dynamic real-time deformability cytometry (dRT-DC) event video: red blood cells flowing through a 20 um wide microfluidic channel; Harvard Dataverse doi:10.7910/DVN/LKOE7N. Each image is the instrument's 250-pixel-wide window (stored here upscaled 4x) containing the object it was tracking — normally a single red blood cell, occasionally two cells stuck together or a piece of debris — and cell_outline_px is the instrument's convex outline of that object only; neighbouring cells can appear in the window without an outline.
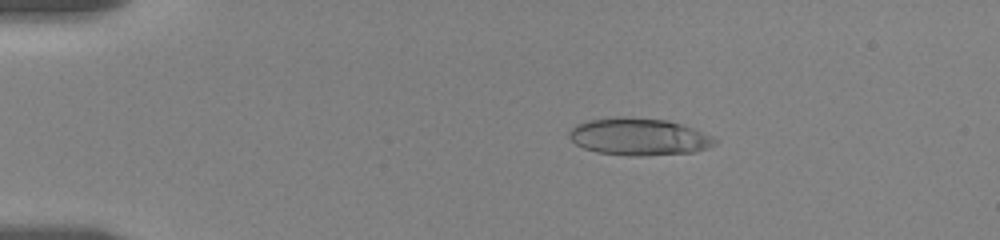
{"species": "human", "species_latin": "Homo sapiens", "temperature_condition": "room temperature", "stored_images_in_passage": 57, "camera_frame_rate_fps": 3000, "um_per_image_px": 0.085, "donor": {"sex": "female"}, "frame": {"image": 1, "passage_image": 11, "time_ms": 3.333, "image_size_px": [1000, 240], "cell_outline_px": [[716, 144], [708, 148], [692, 152], [640, 156], [596, 152], [584, 148], [576, 144], [568, 136], [568, 132], [576, 124], [588, 120], [616, 116], [632, 116], [668, 120], [684, 124], [712, 136], [716, 140]], "centroid_in_image_um": [54.3, 11.6], "position_along_channel_um": 30.7, "area_um2": 31.79}}
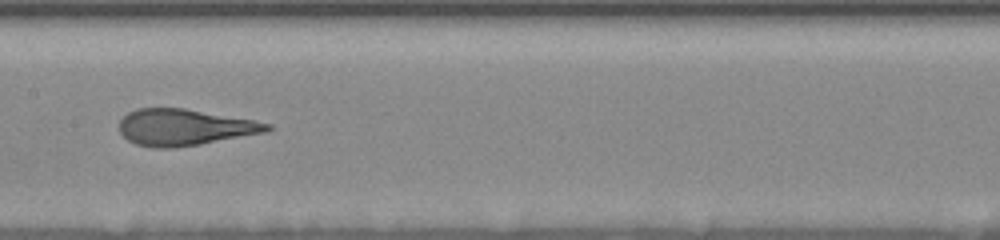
{"frame": {"image": 2, "passage_image": 30, "time_ms": 9.667, "image_size_px": [1000, 240], "cell_outline_px": [[272, 128], [268, 132], [200, 144], [172, 148], [156, 148], [136, 144], [128, 140], [120, 132], [120, 120], [128, 112], [136, 108], [184, 108], [252, 120], [272, 124]], "centroid_in_image_um": [15.68, 10.82], "position_along_channel_um": 191.7, "area_um2": 31.21}}
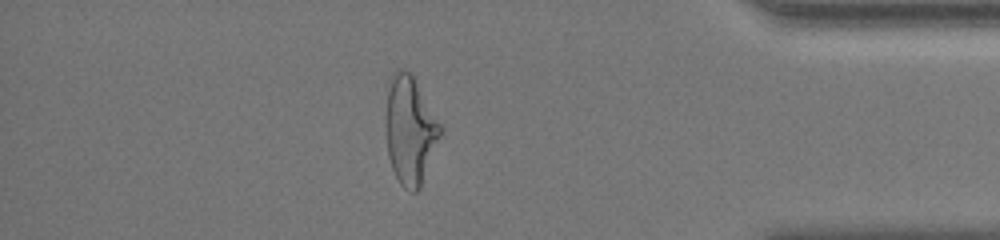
{"frame": {"image": 3, "passage_image": 50, "time_ms": 16.333, "image_size_px": [1000, 240], "cell_outline_px": [[444, 128], [420, 188], [416, 192], [412, 192], [404, 188], [400, 184], [392, 168], [388, 156], [384, 124], [384, 116], [388, 92], [392, 72], [396, 68], [400, 68], [408, 72], [412, 76]], "centroid_in_image_um": [34.84, 11.08], "position_along_channel_um": 400.4, "area_um2": 34.56}, "authors_computed_cell_mechanics": {"area_um2": 31.9634, "velocity_mm_per_s": 3.5483, "shape_relaxation_time_tau1_ms": 7.932, "shape_relaxation_time_tau2_ms": 0.919, "deformation_change_tau1": 0.2567, "deformation_change_tau2": 0.0881}}